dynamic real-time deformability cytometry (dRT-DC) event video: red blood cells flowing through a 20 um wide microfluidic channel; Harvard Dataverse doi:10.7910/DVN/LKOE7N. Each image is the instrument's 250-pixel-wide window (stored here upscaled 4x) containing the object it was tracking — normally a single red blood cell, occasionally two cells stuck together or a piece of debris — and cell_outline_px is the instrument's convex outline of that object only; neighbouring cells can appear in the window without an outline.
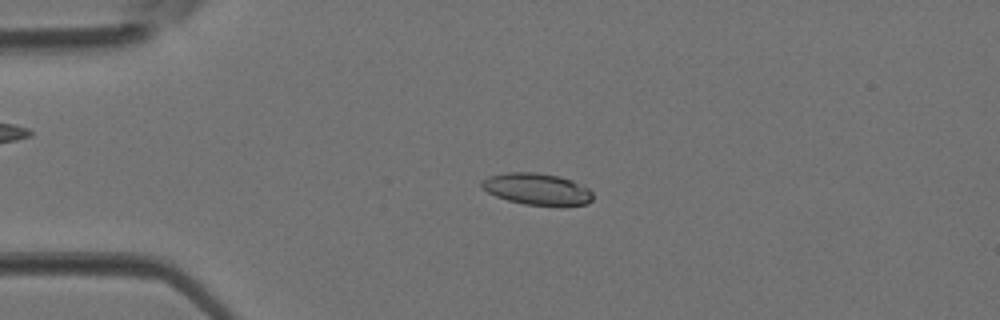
{"species": "Egyptian fruit bat (a non-hibernating species)", "species_latin": "Rousettus aegyptiacus", "temperature_condition": "room temperature", "stored_images_in_passage": 3, "camera_frame_rate_fps": 3000, "um_per_image_px": 0.085, "animal": {"sex": "female"}, "frame": {"image": 1, "passage_image": 3, "time_ms": 0.667, "image_size_px": [1000, 320], "cell_outline_px": [[592, 200], [588, 204], [560, 208], [524, 204], [508, 200], [496, 196], [488, 192], [480, 184], [488, 176], [504, 172], [536, 172], [556, 176], [572, 180], [588, 188], [592, 192]], "centroid_in_image_um": [45.7, 16.1], "position_along_channel_um": 39.3, "area_um2": 20.92}}